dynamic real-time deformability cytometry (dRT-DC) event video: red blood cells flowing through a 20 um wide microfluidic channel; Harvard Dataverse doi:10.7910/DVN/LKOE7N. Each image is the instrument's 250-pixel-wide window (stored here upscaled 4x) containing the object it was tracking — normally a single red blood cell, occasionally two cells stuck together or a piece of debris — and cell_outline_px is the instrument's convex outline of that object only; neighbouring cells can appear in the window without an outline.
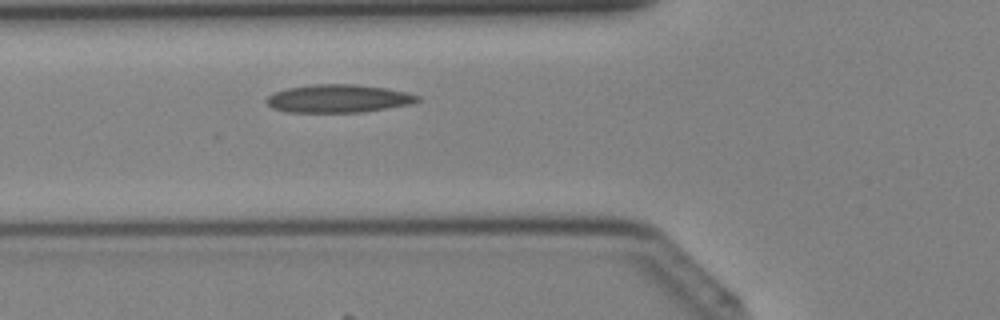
{"species": "Egyptian fruit bat (a non-hibernating species)", "species_latin": "Rousettus aegyptiacus", "temperature_condition": "cold", "stored_images_in_passage": 3, "camera_frame_rate_fps": 3000, "um_per_image_px": 0.085, "animal": {"sex": "female"}, "frame": {"image": 1, "passage_image": 3, "time_ms": 0.667, "image_size_px": [1000, 320], "cell_outline_px": [[424, 100], [412, 104], [364, 112], [288, 112], [272, 108], [264, 100], [268, 96], [276, 92], [288, 88], [312, 84], [356, 84], [388, 88], [408, 92], [420, 96]], "centroid_in_image_um": [28.83, 8.37], "position_along_channel_um": 97.0, "area_um2": 24.97}}